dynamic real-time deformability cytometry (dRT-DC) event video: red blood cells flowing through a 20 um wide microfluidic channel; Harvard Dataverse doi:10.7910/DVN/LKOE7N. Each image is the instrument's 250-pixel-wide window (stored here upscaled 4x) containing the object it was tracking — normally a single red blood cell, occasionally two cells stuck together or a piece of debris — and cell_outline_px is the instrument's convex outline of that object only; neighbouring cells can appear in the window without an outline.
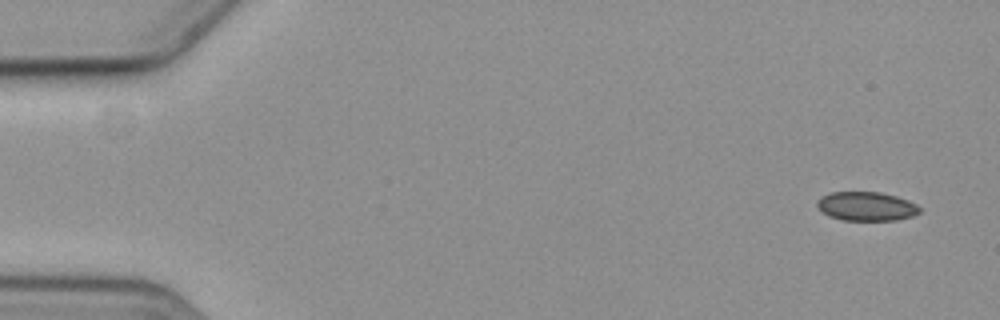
{"species": "common noctule bat (a hibernating species)", "species_latin": "Nyctalus noctula", "temperature_condition": "cold", "stored_images_in_passage": 5, "camera_frame_rate_fps": 3000, "um_per_image_px": 0.085, "animal": {"sex": "female", "body_mass_g": 19.3, "forearm_length_mm": 54.1}, "frame": {"image": 1, "passage_image": 1, "time_ms": 0.0, "image_size_px": [1000, 320], "cell_outline_px": [[920, 212], [912, 216], [896, 220], [844, 220], [832, 216], [824, 212], [816, 204], [820, 196], [832, 192], [880, 192], [896, 196], [908, 200], [916, 204], [920, 208]], "centroid_in_image_um": [73.67, 17.52], "position_along_channel_um": 11.3, "area_um2": 17.11}}
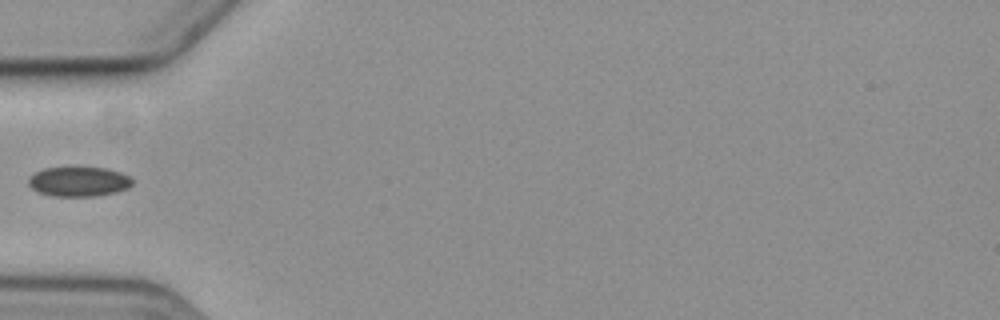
{"frame": {"image": 2, "passage_image": 5, "time_ms": 5.667, "image_size_px": [1000, 320], "cell_outline_px": [[132, 184], [128, 188], [116, 192], [96, 196], [52, 196], [40, 192], [32, 188], [28, 184], [28, 180], [36, 172], [44, 168], [72, 164], [108, 168], [120, 172], [128, 176], [132, 180]], "centroid_in_image_um": [6.7, 15.38], "position_along_channel_um": 78.3, "area_um2": 18.67}}